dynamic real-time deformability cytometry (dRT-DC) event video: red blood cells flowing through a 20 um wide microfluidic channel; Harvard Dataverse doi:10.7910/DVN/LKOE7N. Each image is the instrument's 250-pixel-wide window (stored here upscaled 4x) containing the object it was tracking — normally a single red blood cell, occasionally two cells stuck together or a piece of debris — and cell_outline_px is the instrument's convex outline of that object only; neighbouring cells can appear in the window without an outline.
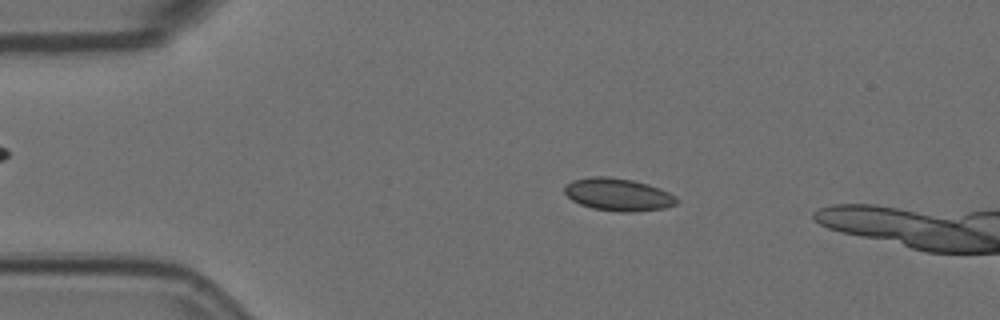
{"species": "Egyptian fruit bat (a non-hibernating species)", "species_latin": "Rousettus aegyptiacus", "temperature_condition": "room temperature", "stored_images_in_passage": 50, "camera_frame_rate_fps": 3000, "um_per_image_px": 0.085, "animal": {"sex": "female"}, "frame": {"image": 1, "passage_image": 10, "time_ms": 3.0, "image_size_px": [1000, 320], "cell_outline_px": [[680, 200], [676, 204], [664, 208], [632, 212], [620, 212], [592, 208], [580, 204], [572, 200], [564, 192], [564, 188], [572, 180], [592, 176], [608, 176], [632, 180], [648, 184], [660, 188], [676, 196]], "centroid_in_image_um": [52.56, 16.53], "position_along_channel_um": 32.4, "area_um2": 21.33}}
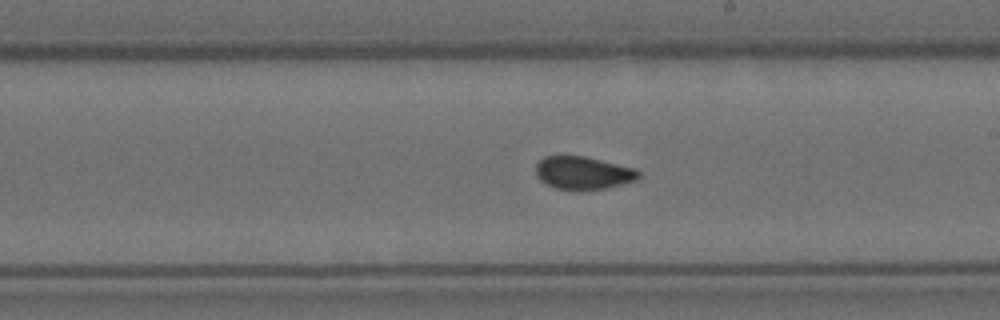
{"frame": {"image": 2, "passage_image": 31, "time_ms": 10.0, "image_size_px": [1000, 320], "cell_outline_px": [[640, 176], [636, 180], [604, 188], [580, 192], [576, 192], [556, 188], [544, 184], [536, 176], [536, 164], [544, 156], [584, 156], [636, 168], [640, 172]], "centroid_in_image_um": [49.54, 14.72], "position_along_channel_um": 239.5, "area_um2": 20.06}}
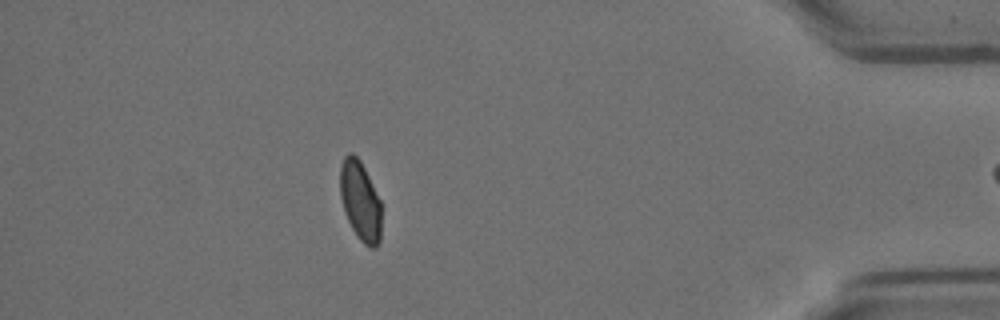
{"frame": {"image": 3, "passage_image": 49, "time_ms": 16.0, "image_size_px": [1000, 320], "cell_outline_px": [[380, 240], [376, 248], [372, 248], [364, 244], [356, 236], [344, 212], [340, 196], [340, 164], [344, 156], [348, 152], [352, 152], [360, 160], [380, 200]], "centroid_in_image_um": [30.6, 17.07], "position_along_channel_um": 404.6, "area_um2": 19.13}}